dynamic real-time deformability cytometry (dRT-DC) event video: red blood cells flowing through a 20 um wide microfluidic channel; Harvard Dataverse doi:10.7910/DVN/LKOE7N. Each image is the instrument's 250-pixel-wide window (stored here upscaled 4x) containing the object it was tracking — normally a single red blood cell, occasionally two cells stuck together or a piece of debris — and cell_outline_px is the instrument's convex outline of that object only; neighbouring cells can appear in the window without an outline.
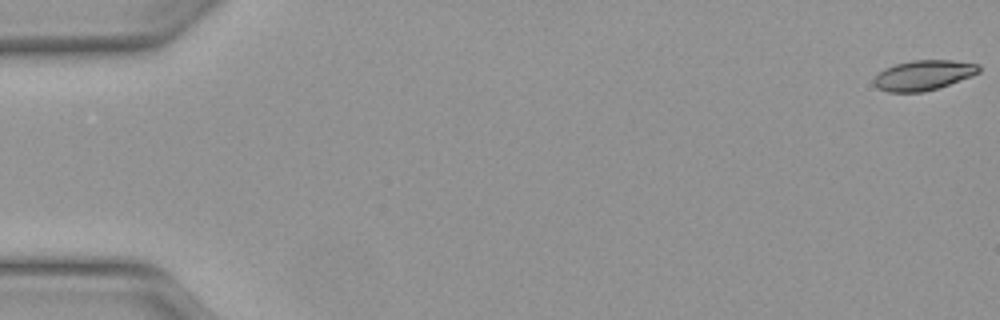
{"species": "Egyptian fruit bat (a non-hibernating species)", "species_latin": "Rousettus aegyptiacus", "temperature_condition": "warm", "stored_images_in_passage": 49, "camera_frame_rate_fps": 3000, "um_per_image_px": 0.085, "animal": {"sex": "female"}, "frame": {"image": 1, "passage_image": 1, "time_ms": 0.0, "image_size_px": [1000, 320], "cell_outline_px": [[980, 72], [972, 76], [924, 92], [888, 92], [876, 88], [872, 80], [884, 68], [896, 64], [912, 60], [952, 60], [980, 64]], "centroid_in_image_um": [78.48, 6.39], "position_along_channel_um": 6.5, "area_um2": 18.38}}
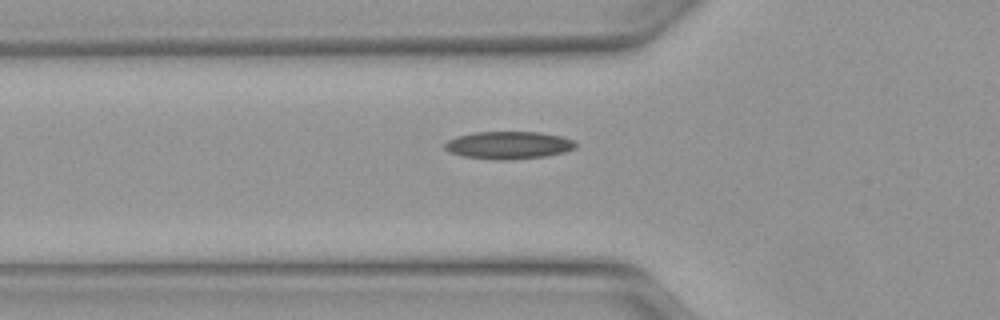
{"frame": {"image": 2, "passage_image": 18, "time_ms": 5.667, "image_size_px": [1000, 320], "cell_outline_px": [[576, 148], [564, 152], [544, 156], [464, 156], [452, 152], [444, 148], [444, 144], [448, 140], [456, 136], [476, 132], [540, 132], [560, 136], [576, 140]], "centroid_in_image_um": [43.28, 12.26], "position_along_channel_um": 82.5, "area_um2": 19.65}}
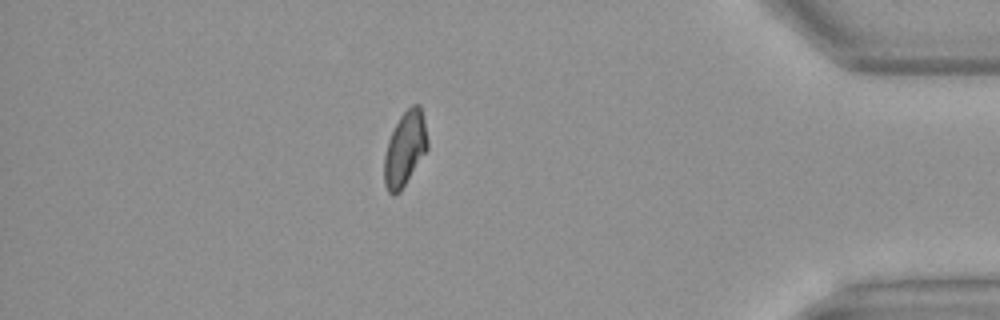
{"frame": {"image": 3, "passage_image": 44, "time_ms": 14.333, "image_size_px": [1000, 320], "cell_outline_px": [[428, 148], [400, 192], [392, 196], [388, 192], [384, 184], [384, 156], [388, 140], [400, 116], [412, 104], [420, 104], [424, 120], [428, 140]], "centroid_in_image_um": [34.41, 12.66], "position_along_channel_um": 400.8, "area_um2": 18.73}}